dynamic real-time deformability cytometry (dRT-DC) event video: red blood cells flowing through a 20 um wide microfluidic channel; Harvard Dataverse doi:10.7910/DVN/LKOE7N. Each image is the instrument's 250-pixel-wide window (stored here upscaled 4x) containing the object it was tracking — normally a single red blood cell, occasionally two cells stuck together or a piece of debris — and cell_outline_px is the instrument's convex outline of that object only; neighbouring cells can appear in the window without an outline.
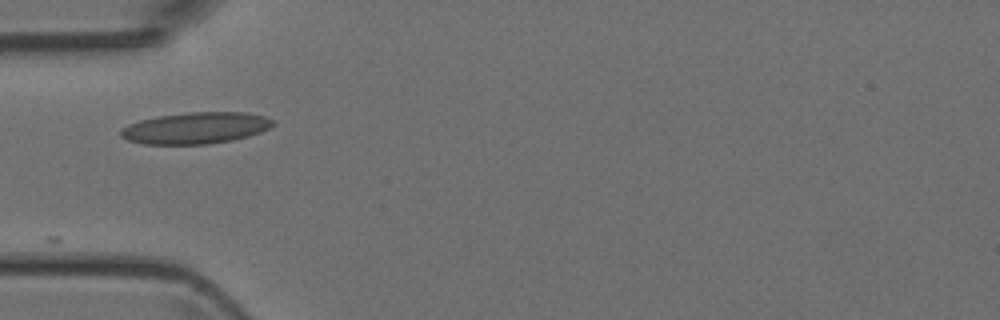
{"species": "Egyptian fruit bat (a non-hibernating species)", "species_latin": "Rousettus aegyptiacus", "temperature_condition": "room temperature", "stored_images_in_passage": 11, "camera_frame_rate_fps": 3000, "um_per_image_px": 0.085, "animal": {"sex": "female"}, "frame": {"image": 1, "passage_image": 1, "time_ms": 0.0, "image_size_px": [1000, 320], "cell_outline_px": [[276, 124], [260, 132], [248, 136], [232, 140], [208, 144], [144, 144], [128, 140], [120, 136], [120, 128], [128, 124], [140, 120], [160, 116], [188, 112], [244, 112], [264, 116], [272, 120]], "centroid_in_image_um": [16.61, 10.88], "position_along_channel_um": 68.4, "area_um2": 27.86}}
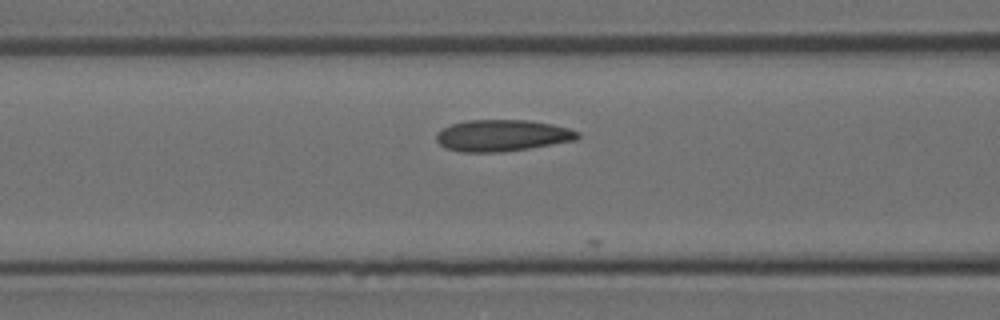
{"frame": {"image": 2, "passage_image": 5, "time_ms": 1.333, "image_size_px": [1000, 320], "cell_outline_px": [[580, 136], [576, 140], [504, 152], [460, 152], [444, 148], [436, 140], [436, 136], [444, 128], [452, 124], [468, 120], [528, 120], [552, 124], [568, 128], [580, 132]], "centroid_in_image_um": [42.7, 11.52], "position_along_channel_um": 123.9, "area_um2": 25.89}}